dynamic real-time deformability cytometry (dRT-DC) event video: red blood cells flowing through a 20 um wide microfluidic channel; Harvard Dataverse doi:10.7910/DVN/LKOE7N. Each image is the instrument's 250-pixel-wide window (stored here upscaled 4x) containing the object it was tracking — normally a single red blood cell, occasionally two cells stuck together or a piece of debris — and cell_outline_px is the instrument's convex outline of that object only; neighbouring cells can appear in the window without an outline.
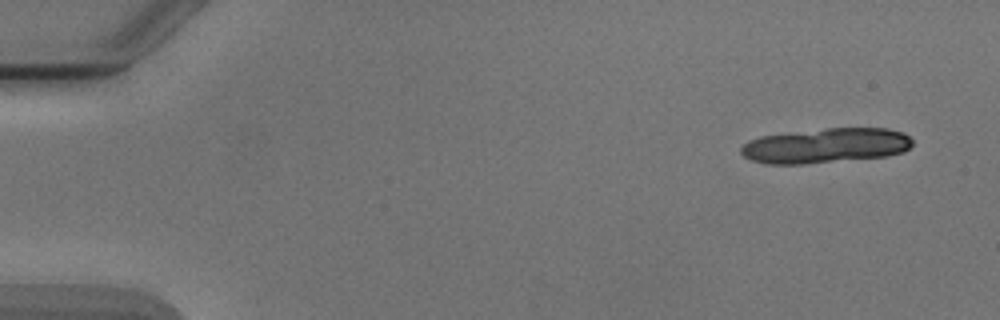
{"species": "Egyptian fruit bat (a non-hibernating species)", "species_latin": "Rousettus aegyptiacus", "temperature_condition": "cold", "stored_images_in_passage": 8, "camera_frame_rate_fps": 3000, "um_per_image_px": 0.085, "animal": {"sex": "male"}, "frame": {"image": 1, "passage_image": 1, "time_ms": 0.0, "image_size_px": [1000, 320], "cell_outline_px": [[912, 144], [904, 152], [888, 156], [804, 164], [764, 164], [752, 160], [744, 156], [740, 152], [740, 148], [744, 144], [760, 136], [828, 128], [888, 128], [904, 132], [912, 140]], "centroid_in_image_um": [70.21, 12.38], "position_along_channel_um": 14.8, "area_um2": 34.85}}
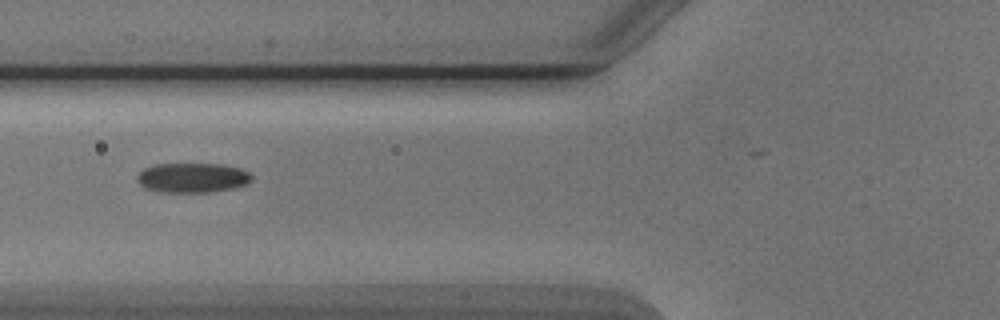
{"frame": {"image": 2, "passage_image": 6, "time_ms": 6.0, "image_size_px": [1000, 320], "cell_outline_px": [[252, 180], [248, 184], [236, 188], [212, 192], [160, 192], [144, 188], [136, 180], [136, 176], [144, 168], [156, 164], [224, 164], [240, 168], [248, 172], [252, 176]], "centroid_in_image_um": [16.37, 15.11], "position_along_channel_um": 109.4, "area_um2": 20.11}}
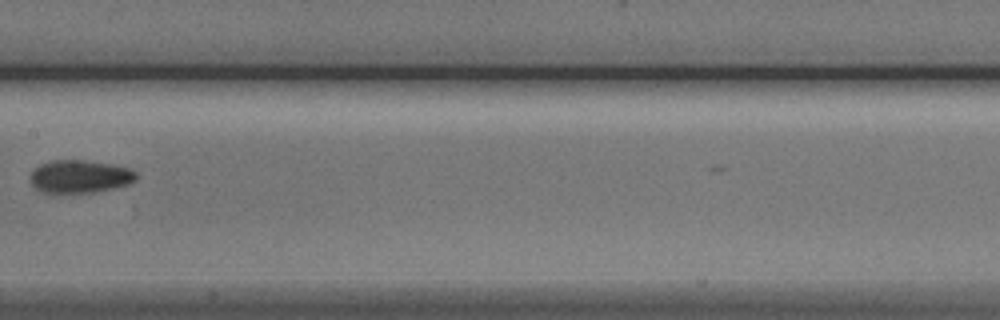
{"frame": {"image": 3, "passage_image": 8, "time_ms": 8.333, "image_size_px": [1000, 320], "cell_outline_px": [[136, 180], [128, 184], [96, 192], [40, 192], [32, 184], [32, 172], [40, 164], [52, 160], [84, 160], [112, 164], [128, 168], [136, 172]], "centroid_in_image_um": [6.8, 14.99], "position_along_channel_um": 200.6, "area_um2": 20.0}}